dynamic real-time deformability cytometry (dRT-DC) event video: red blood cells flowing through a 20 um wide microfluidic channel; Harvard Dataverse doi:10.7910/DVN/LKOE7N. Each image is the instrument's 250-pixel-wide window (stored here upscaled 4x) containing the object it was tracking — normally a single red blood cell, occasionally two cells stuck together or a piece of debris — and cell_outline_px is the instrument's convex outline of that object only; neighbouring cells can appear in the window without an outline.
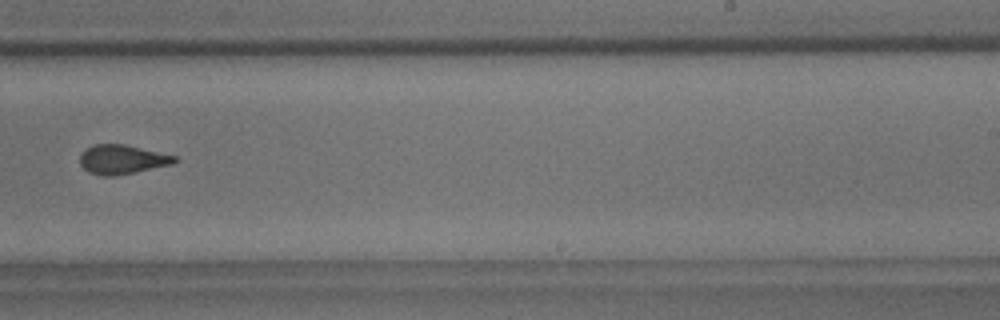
{"species": "common noctule bat (a hibernating species)", "species_latin": "Nyctalus noctula", "temperature_condition": "room temperature", "stored_images_in_passage": 8, "camera_frame_rate_fps": 3000, "um_per_image_px": 0.085, "animal": {"sex": "male", "body_mass_g": 18.8}, "frame": {"image": 1, "passage_image": 8, "time_ms": 8.0, "image_size_px": [1000, 320], "cell_outline_px": [[180, 160], [172, 164], [116, 176], [104, 176], [88, 172], [80, 164], [80, 156], [92, 144], [124, 144], [176, 156]], "centroid_in_image_um": [10.39, 13.56], "position_along_channel_um": 278.6, "area_um2": 16.01}}